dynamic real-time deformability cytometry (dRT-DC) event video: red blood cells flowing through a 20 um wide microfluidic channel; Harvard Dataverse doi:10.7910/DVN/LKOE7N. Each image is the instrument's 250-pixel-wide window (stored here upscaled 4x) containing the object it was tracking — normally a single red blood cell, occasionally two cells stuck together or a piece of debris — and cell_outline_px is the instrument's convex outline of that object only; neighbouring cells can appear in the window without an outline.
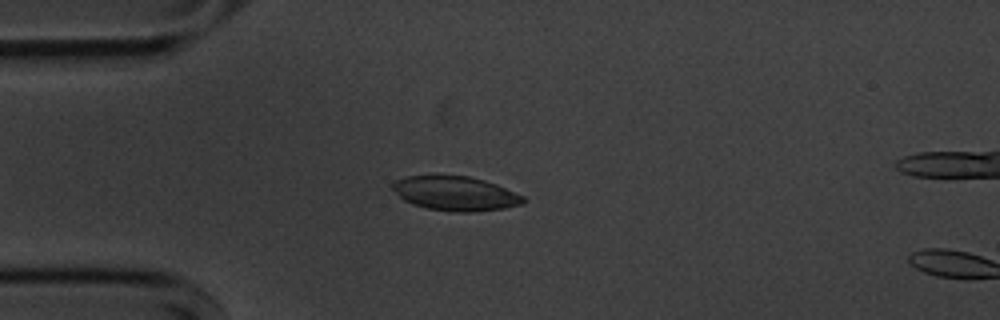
{"species": "common noctule bat (a hibernating species)", "species_latin": "Nyctalus noctula", "temperature_condition": "cold", "stored_images_in_passage": 4, "camera_frame_rate_fps": 3000, "um_per_image_px": 0.085, "animal": {"sex": "male", "body_mass_g": 20.1, "forearm_length_mm": 53.5}, "frame": {"image": 1, "passage_image": 2, "time_ms": 0.333, "image_size_px": [1000, 320], "cell_outline_px": [[528, 200], [524, 204], [504, 208], [472, 212], [456, 212], [428, 208], [412, 204], [404, 200], [392, 188], [392, 184], [396, 180], [404, 176], [432, 172], [468, 176], [484, 180], [496, 184], [524, 196]], "centroid_in_image_um": [38.69, 16.4], "position_along_channel_um": 46.3, "area_um2": 26.93}}